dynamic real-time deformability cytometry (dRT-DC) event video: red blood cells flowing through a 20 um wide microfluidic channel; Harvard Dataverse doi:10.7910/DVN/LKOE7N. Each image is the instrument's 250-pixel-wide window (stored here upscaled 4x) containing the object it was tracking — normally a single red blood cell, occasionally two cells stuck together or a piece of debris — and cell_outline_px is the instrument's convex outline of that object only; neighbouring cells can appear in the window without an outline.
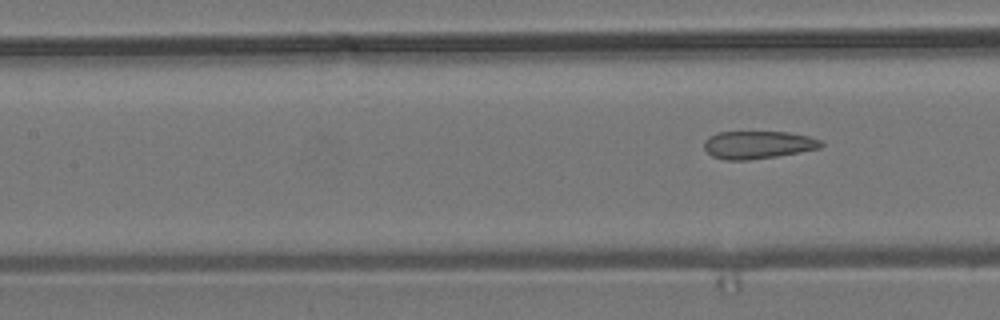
{"species": "common noctule bat (a hibernating species)", "species_latin": "Nyctalus noctula", "temperature_condition": "room temperature", "stored_images_in_passage": 4, "segment_of_instrument_passage": [2, 2], "camera_frame_rate_fps": 3000, "um_per_image_px": 0.085, "animal": {"sex": "male", "body_mass_g": 19.2, "forearm_length_mm": 51.8}, "frame": {"image": 1, "passage_image": 4, "time_ms": 4.333, "image_size_px": [1000, 320], "cell_outline_px": [[824, 144], [820, 148], [776, 156], [748, 160], [724, 160], [712, 156], [704, 148], [704, 140], [708, 136], [716, 132], [788, 132], [808, 136], [824, 140]], "centroid_in_image_um": [64.42, 12.3], "position_along_channel_um": 143.0, "area_um2": 19.02}}